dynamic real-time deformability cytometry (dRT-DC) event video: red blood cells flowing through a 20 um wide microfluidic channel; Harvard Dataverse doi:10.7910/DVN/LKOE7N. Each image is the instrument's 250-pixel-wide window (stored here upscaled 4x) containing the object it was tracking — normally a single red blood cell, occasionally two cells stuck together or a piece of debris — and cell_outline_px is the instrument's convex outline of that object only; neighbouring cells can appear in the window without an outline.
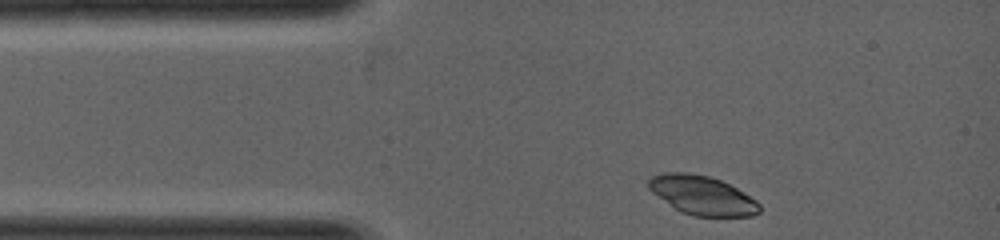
{"species": "common noctule bat (a hibernating species)", "species_latin": "Nyctalus noctula", "temperature_condition": "warm", "stored_images_in_passage": 3, "camera_frame_rate_fps": 5000, "um_per_image_px": 0.085, "animal": {"sex": "female", "body_mass_g": 19.0, "forearm_length_mm": 53.3}, "frame": {"image": 1, "passage_image": 1, "time_ms": 0.0, "image_size_px": [1000, 240], "cell_outline_px": [[760, 212], [752, 216], [692, 216], [680, 212], [652, 192], [648, 188], [648, 180], [652, 176], [664, 172], [688, 172], [708, 176], [720, 180], [736, 188], [756, 200], [760, 204]], "centroid_in_image_um": [59.67, 16.6], "position_along_channel_um": 25.3, "area_um2": 25.14}}
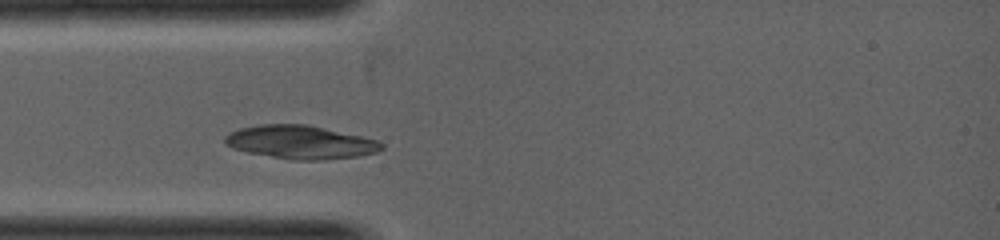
{"frame": {"image": 2, "passage_image": 3, "time_ms": 0.8, "image_size_px": [1000, 240], "cell_outline_px": [[384, 148], [376, 152], [356, 156], [324, 160], [292, 160], [248, 152], [232, 148], [224, 144], [224, 136], [240, 128], [260, 124], [308, 124], [360, 136], [376, 140], [384, 144]], "centroid_in_image_um": [25.52, 12.08], "position_along_channel_um": 59.5, "area_um2": 30.35}}